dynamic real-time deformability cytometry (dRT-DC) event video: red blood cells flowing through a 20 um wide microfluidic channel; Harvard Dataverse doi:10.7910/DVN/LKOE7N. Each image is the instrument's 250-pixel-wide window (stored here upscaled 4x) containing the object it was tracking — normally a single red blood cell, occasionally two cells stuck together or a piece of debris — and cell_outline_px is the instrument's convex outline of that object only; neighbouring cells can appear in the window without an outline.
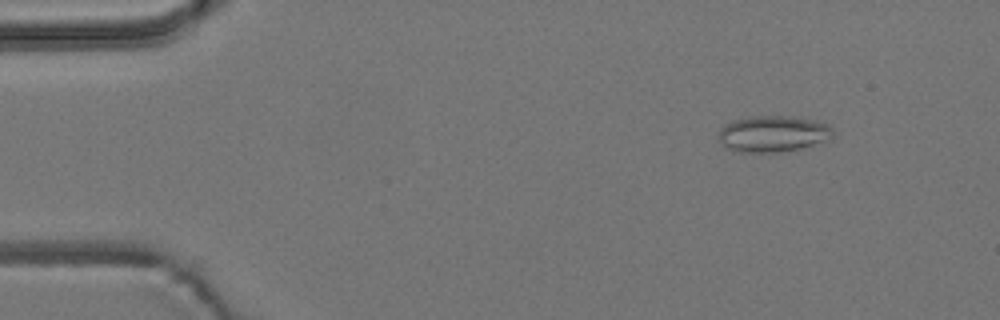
{"species": "common noctule bat (a hibernating species)", "species_latin": "Nyctalus noctula", "temperature_condition": "room temperature", "stored_images_in_passage": 31, "camera_frame_rate_fps": 3000, "um_per_image_px": 0.085, "animal": {"sex": "male", "body_mass_g": 19.2, "forearm_length_mm": 51.8}, "frame": {"image": 1, "passage_image": 6, "time_ms": 1.667, "image_size_px": [1000, 320], "cell_outline_px": [[832, 136], [812, 144], [800, 148], [780, 152], [740, 152], [728, 148], [716, 136], [716, 132], [724, 124], [732, 120], [752, 116], [792, 116], [812, 120], [828, 124], [832, 128]], "centroid_in_image_um": [65.62, 11.36], "position_along_channel_um": 19.4, "area_um2": 23.99}}
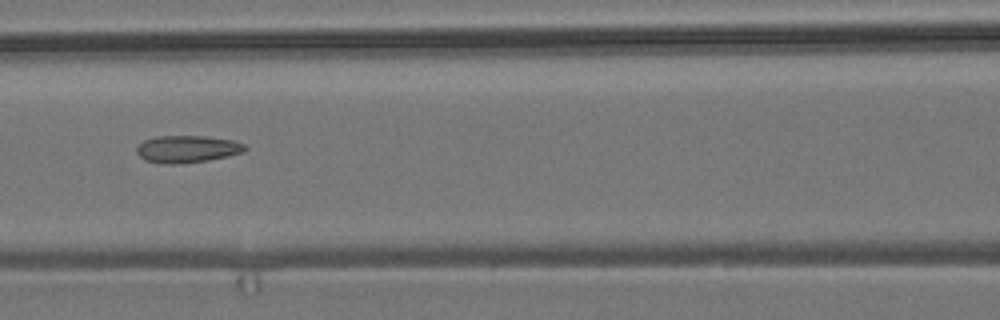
{"frame": {"image": 2, "passage_image": 24, "time_ms": 7.667, "image_size_px": [1000, 320], "cell_outline_px": [[248, 148], [244, 152], [228, 156], [208, 160], [184, 164], [160, 164], [144, 160], [136, 152], [136, 148], [144, 140], [156, 136], [204, 136], [232, 140], [244, 144]], "centroid_in_image_um": [15.9, 12.68], "position_along_channel_um": 150.7, "area_um2": 17.34}}
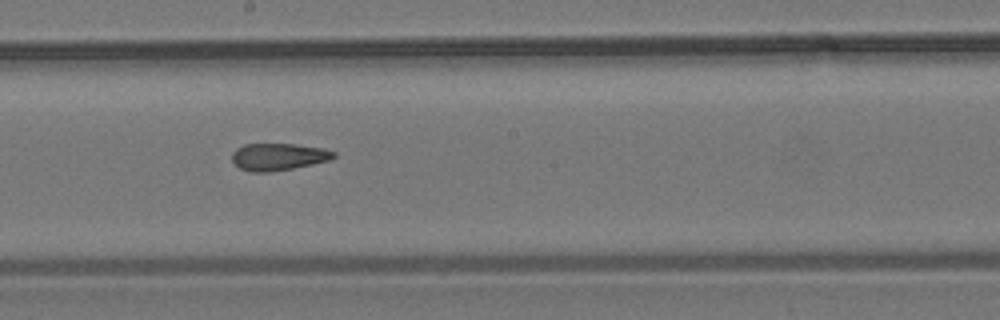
{"frame": {"image": 3, "passage_image": 30, "time_ms": 9.667, "image_size_px": [1000, 320], "cell_outline_px": [[336, 156], [328, 160], [312, 164], [292, 168], [268, 172], [252, 172], [240, 168], [232, 160], [232, 152], [236, 148], [244, 144], [292, 144], [324, 148], [336, 152]], "centroid_in_image_um": [23.65, 13.32], "position_along_channel_um": 224.6, "area_um2": 15.95}}